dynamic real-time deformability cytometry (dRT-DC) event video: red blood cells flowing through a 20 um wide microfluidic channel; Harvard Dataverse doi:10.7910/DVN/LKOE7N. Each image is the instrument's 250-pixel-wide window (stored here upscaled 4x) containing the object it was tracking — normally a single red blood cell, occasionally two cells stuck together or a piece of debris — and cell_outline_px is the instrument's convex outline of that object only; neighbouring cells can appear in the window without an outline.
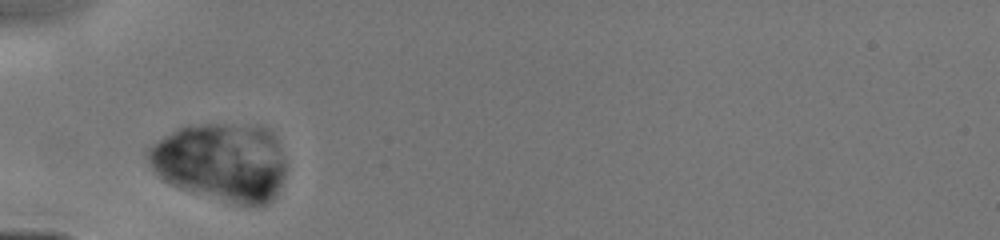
{"species": "human", "species_latin": "Homo sapiens", "temperature_condition": "cold", "stored_images_in_passage": 2, "camera_frame_rate_fps": 3000, "um_per_image_px": 0.085, "donor": {"sex": "male"}, "frame": {"image": 1, "passage_image": 1, "time_ms": 0.0, "image_size_px": [1000, 240], "cell_outline_px": [[284, 176], [272, 200], [264, 204], [240, 204], [184, 188], [172, 184], [164, 180], [152, 168], [148, 160], [148, 148], [152, 144], [164, 136], [180, 128], [200, 124], [260, 124], [268, 128], [272, 132], [280, 148], [284, 160]], "centroid_in_image_um": [18.83, 13.72], "position_along_channel_um": 66.2, "area_um2": 61.96}}